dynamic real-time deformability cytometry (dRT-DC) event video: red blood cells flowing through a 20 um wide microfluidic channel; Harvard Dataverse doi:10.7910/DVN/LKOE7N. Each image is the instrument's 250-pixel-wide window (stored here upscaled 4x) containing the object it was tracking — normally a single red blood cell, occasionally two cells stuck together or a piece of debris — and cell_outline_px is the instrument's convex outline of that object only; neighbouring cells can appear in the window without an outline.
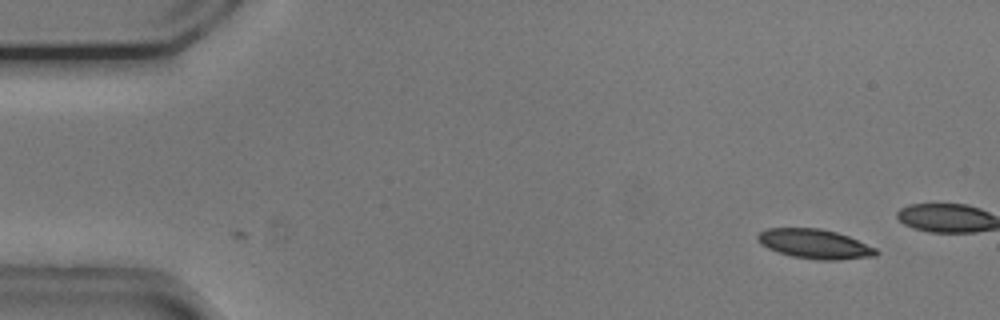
{"species": "common noctule bat (a hibernating species)", "species_latin": "Nyctalus noctula", "temperature_condition": "cold", "stored_images_in_passage": 5, "camera_frame_rate_fps": 3000, "um_per_image_px": 0.085, "animal": {"sex": "male", "body_mass_g": 20.5, "forearm_length_mm": 52.5}, "frame": {"image": 1, "passage_image": 5, "time_ms": 1.333, "image_size_px": [1000, 320], "cell_outline_px": [[880, 252], [876, 256], [836, 260], [816, 260], [792, 256], [768, 248], [760, 244], [756, 236], [760, 232], [768, 228], [820, 228], [836, 232], [848, 236], [876, 248]], "centroid_in_image_um": [69.26, 20.74], "position_along_channel_um": 15.7, "area_um2": 20.29}}